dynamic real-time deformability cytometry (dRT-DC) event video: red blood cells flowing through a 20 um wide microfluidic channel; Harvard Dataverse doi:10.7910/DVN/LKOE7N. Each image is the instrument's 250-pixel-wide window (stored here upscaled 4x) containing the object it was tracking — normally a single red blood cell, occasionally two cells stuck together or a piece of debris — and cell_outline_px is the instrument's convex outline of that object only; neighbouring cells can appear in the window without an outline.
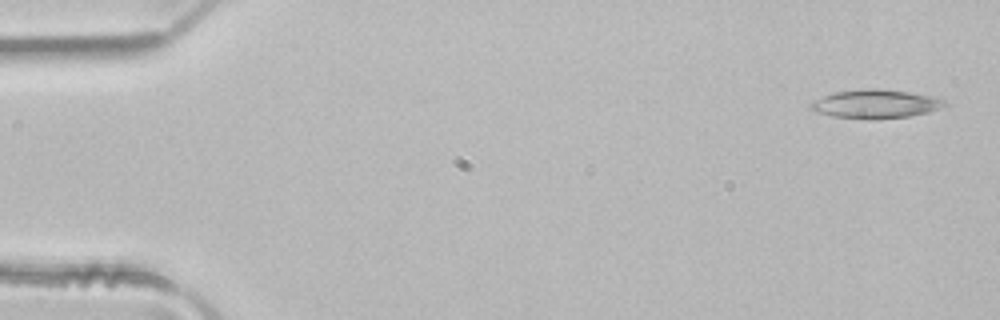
{"species": "common noctule bat (a hibernating species)", "species_latin": "Nyctalus noctula", "temperature_condition": "room temperature", "stored_images_in_passage": 4, "camera_frame_rate_fps": 3000, "um_per_image_px": 0.085, "animal": {"sex": "male", "body_mass_g": 21.5, "forearm_length_mm": 52.0}, "frame": {"image": 1, "passage_image": 1, "time_ms": 0.0, "image_size_px": [1000, 320], "cell_outline_px": [[948, 104], [940, 108], [928, 112], [908, 116], [876, 120], [868, 120], [832, 116], [816, 112], [808, 108], [808, 104], [812, 100], [836, 92], [860, 88], [880, 88], [908, 92], [932, 96], [944, 100]], "centroid_in_image_um": [74.37, 8.84], "position_along_channel_um": 10.6, "area_um2": 22.72}}